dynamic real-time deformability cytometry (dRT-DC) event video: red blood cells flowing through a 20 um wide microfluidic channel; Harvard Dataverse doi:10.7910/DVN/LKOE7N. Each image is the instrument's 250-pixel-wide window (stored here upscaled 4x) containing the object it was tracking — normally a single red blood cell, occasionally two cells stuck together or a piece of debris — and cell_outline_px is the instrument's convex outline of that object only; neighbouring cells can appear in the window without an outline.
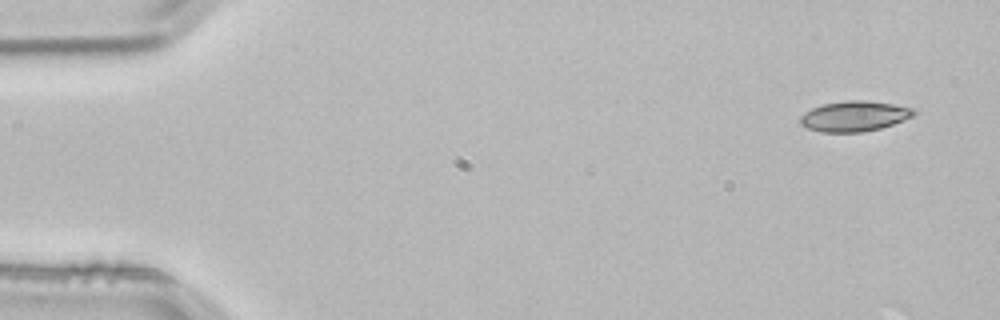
{"species": "common noctule bat (a hibernating species)", "species_latin": "Nyctalus noctula", "temperature_condition": "room temperature", "stored_images_in_passage": 3, "camera_frame_rate_fps": 3000, "um_per_image_px": 0.085, "animal": {"sex": "male", "body_mass_g": 21.5, "forearm_length_mm": 52.0}, "frame": {"image": 1, "passage_image": 1, "time_ms": 0.0, "image_size_px": [1000, 320], "cell_outline_px": [[916, 116], [880, 128], [864, 132], [820, 132], [808, 128], [800, 124], [800, 116], [804, 112], [820, 104], [848, 100], [864, 100], [892, 104], [912, 108], [916, 112]], "centroid_in_image_um": [72.6, 9.87], "position_along_channel_um": 12.4, "area_um2": 20.17}}